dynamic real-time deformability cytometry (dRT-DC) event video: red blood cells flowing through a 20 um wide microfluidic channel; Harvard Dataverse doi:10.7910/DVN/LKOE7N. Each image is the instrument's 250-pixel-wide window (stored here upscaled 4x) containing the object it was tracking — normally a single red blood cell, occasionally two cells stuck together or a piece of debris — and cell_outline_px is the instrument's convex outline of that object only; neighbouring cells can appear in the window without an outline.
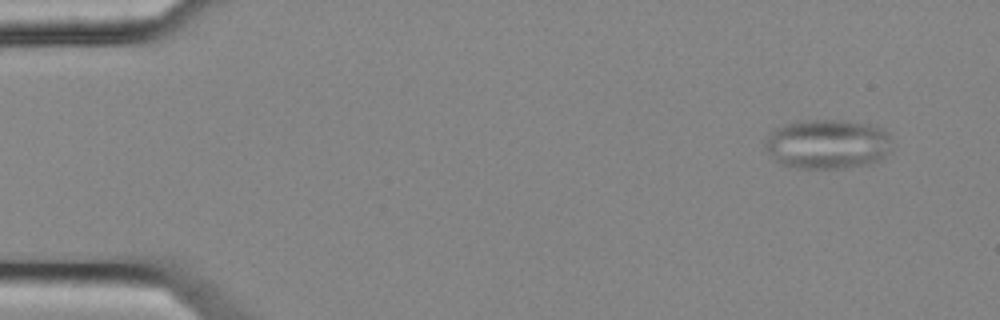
{"species": "common noctule bat (a hibernating species)", "species_latin": "Nyctalus noctula", "temperature_condition": "cold", "stored_images_in_passage": 5, "camera_frame_rate_fps": 3000, "um_per_image_px": 0.085, "animal": {"sex": "female", "body_mass_g": 25.1}, "frame": {"image": 1, "passage_image": 1, "time_ms": 0.0, "image_size_px": [1000, 320], "cell_outline_px": [[892, 152], [880, 160], [868, 164], [844, 168], [796, 168], [780, 164], [768, 152], [764, 144], [764, 140], [776, 128], [784, 124], [804, 120], [844, 120], [868, 124], [880, 128], [888, 132], [892, 140]], "centroid_in_image_um": [70.38, 12.25], "position_along_channel_um": 14.6, "area_um2": 37.05}}